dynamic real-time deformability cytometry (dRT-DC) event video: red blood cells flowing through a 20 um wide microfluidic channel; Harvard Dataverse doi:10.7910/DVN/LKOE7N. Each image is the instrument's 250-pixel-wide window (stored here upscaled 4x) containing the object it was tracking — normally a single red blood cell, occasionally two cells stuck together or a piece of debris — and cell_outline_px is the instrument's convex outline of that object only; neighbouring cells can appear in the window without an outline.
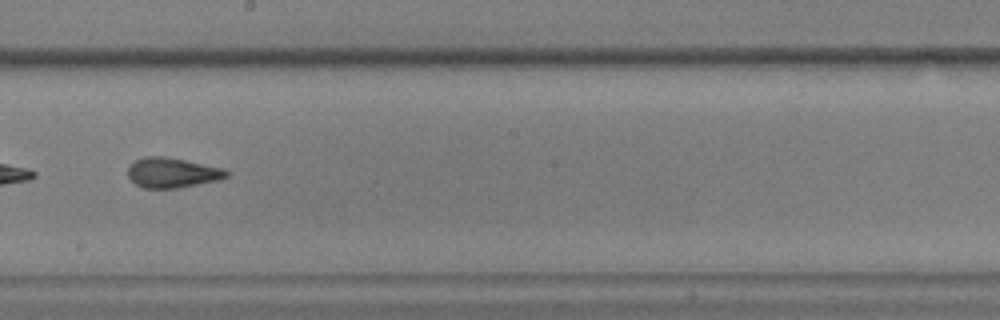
{"species": "common noctule bat (a hibernating species)", "species_latin": "Nyctalus noctula", "temperature_condition": "warm", "stored_images_in_passage": 42, "segment_of_instrument_passage": [2, 2], "camera_frame_rate_fps": 3000, "um_per_image_px": 0.085, "animal": {"sex": "male", "body_mass_g": 17.9, "forearm_length_mm": 54.2}, "frame": {"image": 1, "passage_image": 26, "time_ms": 8.333, "image_size_px": [1000, 320], "cell_outline_px": [[228, 176], [220, 180], [180, 188], [144, 188], [136, 184], [128, 176], [128, 164], [144, 156], [164, 156], [224, 168], [228, 172]], "centroid_in_image_um": [14.64, 14.68], "position_along_channel_um": 233.6, "area_um2": 17.34}}
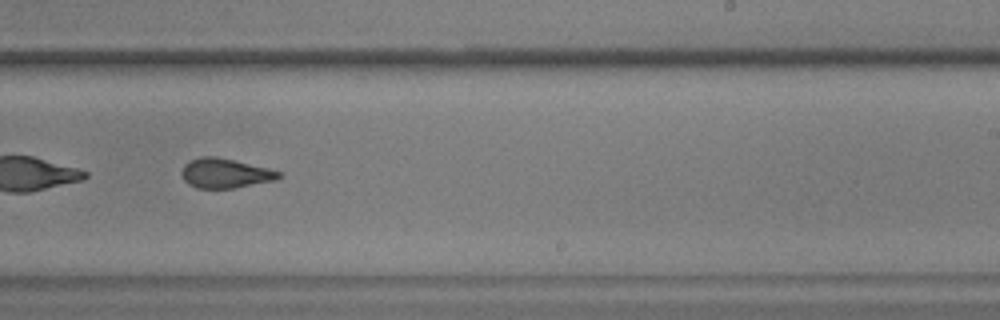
{"frame": {"image": 2, "passage_image": 29, "time_ms": 9.333, "image_size_px": [1000, 320], "cell_outline_px": [[284, 176], [276, 180], [232, 188], [196, 188], [188, 184], [184, 180], [180, 172], [184, 164], [200, 156], [216, 156], [268, 168], [284, 172]], "centroid_in_image_um": [19.16, 14.72], "position_along_channel_um": 269.8, "area_um2": 16.88}}